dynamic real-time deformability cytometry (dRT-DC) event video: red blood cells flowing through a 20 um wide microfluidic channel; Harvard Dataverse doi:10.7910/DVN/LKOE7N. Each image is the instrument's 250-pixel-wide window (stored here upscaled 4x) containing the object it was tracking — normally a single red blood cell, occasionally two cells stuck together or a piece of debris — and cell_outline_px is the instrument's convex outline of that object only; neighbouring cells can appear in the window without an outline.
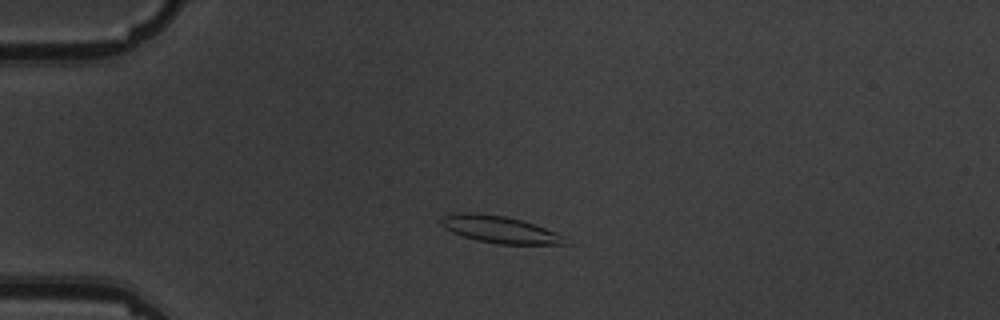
{"species": "common noctule bat (a hibernating species)", "species_latin": "Nyctalus noctula", "temperature_condition": "warm", "stored_images_in_passage": 5, "camera_frame_rate_fps": 3000, "um_per_image_px": 0.085, "animal": {"sex": "male", "body_mass_g": 19.5, "forearm_length_mm": 54.6}, "frame": {"image": 1, "passage_image": 3, "time_ms": 2.333, "image_size_px": [1000, 320], "cell_outline_px": [[572, 244], [496, 244], [476, 240], [452, 232], [444, 228], [440, 224], [440, 220], [444, 216], [456, 212], [476, 212], [504, 216], [520, 220], [556, 232], [564, 236]], "centroid_in_image_um": [42.46, 19.51], "position_along_channel_um": 42.5, "area_um2": 19.54}}